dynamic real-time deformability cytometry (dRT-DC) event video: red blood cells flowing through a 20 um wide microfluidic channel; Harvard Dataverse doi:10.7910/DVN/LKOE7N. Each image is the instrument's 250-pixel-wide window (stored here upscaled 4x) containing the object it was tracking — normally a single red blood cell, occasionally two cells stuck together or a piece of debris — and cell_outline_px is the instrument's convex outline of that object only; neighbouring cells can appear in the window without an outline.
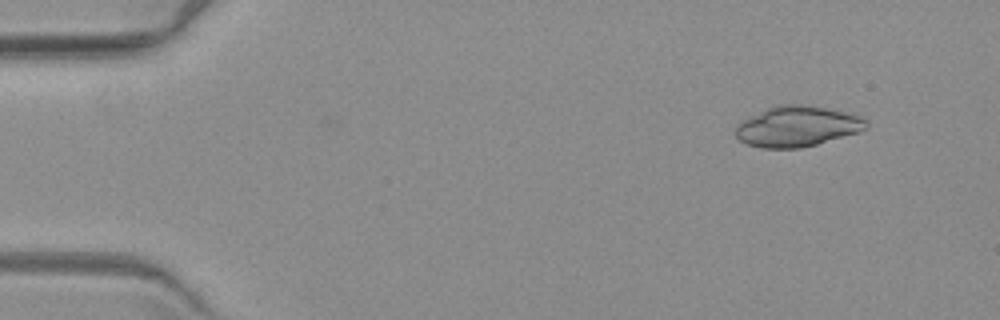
{"species": "common noctule bat (a hibernating species)", "species_latin": "Nyctalus noctula", "temperature_condition": "warm", "stored_images_in_passage": 4, "camera_frame_rate_fps": 3000, "um_per_image_px": 0.085, "animal": {"sex": "female", "body_mass_g": 19.3, "forearm_length_mm": 54.1}, "frame": {"image": 1, "passage_image": 1, "time_ms": 0.0, "image_size_px": [1000, 320], "cell_outline_px": [[868, 128], [860, 132], [816, 144], [800, 148], [760, 148], [748, 144], [740, 140], [736, 136], [736, 124], [772, 104], [804, 104], [844, 112], [860, 116], [868, 124]], "centroid_in_image_um": [67.74, 10.74], "position_along_channel_um": 17.3, "area_um2": 30.87}}